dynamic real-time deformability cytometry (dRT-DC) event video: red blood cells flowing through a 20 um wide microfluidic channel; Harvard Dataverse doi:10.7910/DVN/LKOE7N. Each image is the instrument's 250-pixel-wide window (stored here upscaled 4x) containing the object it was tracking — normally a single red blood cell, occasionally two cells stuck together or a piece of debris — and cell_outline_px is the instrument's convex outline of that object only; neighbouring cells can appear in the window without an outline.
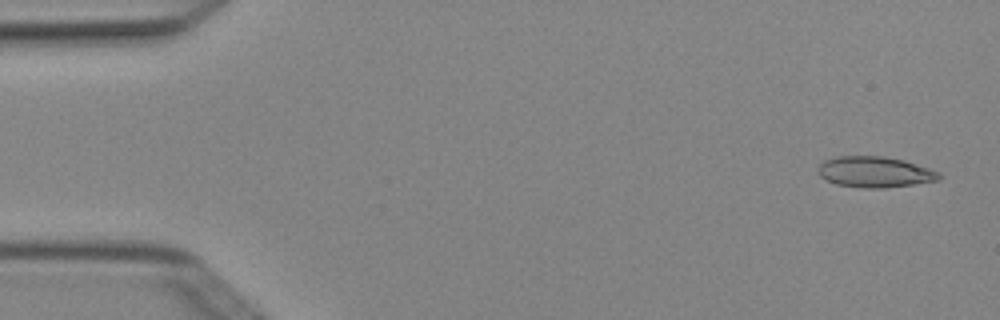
{"species": "Egyptian fruit bat (a non-hibernating species)", "species_latin": "Rousettus aegyptiacus", "temperature_condition": "cold", "stored_images_in_passage": 6, "camera_frame_rate_fps": 3000, "um_per_image_px": 0.085, "animal": {"sex": "female"}, "frame": {"image": 1, "passage_image": 1, "time_ms": 0.0, "image_size_px": [1000, 320], "cell_outline_px": [[940, 180], [884, 188], [864, 188], [836, 184], [820, 176], [816, 172], [816, 168], [824, 160], [840, 156], [884, 156], [904, 160], [940, 172]], "centroid_in_image_um": [74.33, 14.61], "position_along_channel_um": 10.7, "area_um2": 21.73}}
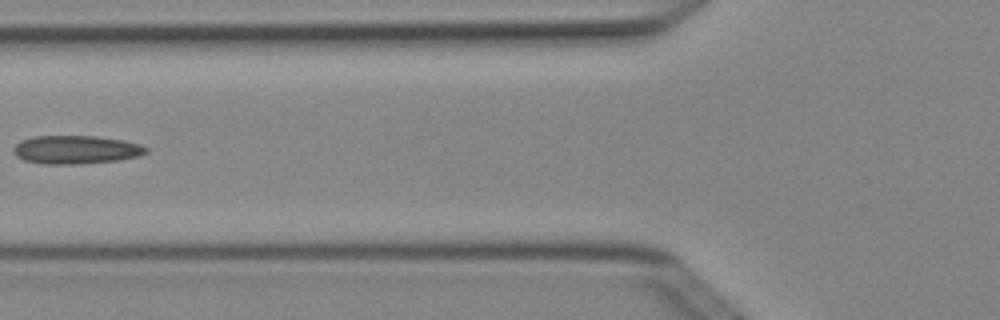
{"frame": {"image": 2, "passage_image": 5, "time_ms": 1.333, "image_size_px": [1000, 320], "cell_outline_px": [[148, 152], [140, 156], [116, 160], [80, 164], [44, 164], [24, 160], [16, 156], [12, 152], [12, 148], [20, 140], [32, 136], [96, 136], [124, 140], [140, 144], [148, 148]], "centroid_in_image_um": [6.44, 12.72], "position_along_channel_um": 119.4, "area_um2": 22.14}}
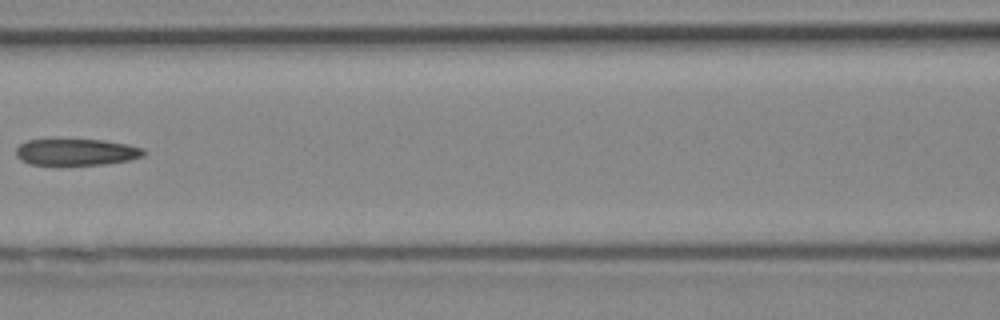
{"frame": {"image": 3, "passage_image": 6, "time_ms": 1.667, "image_size_px": [1000, 320], "cell_outline_px": [[144, 156], [128, 160], [104, 164], [28, 164], [20, 160], [16, 156], [16, 148], [20, 144], [28, 140], [52, 136], [56, 136], [104, 140], [128, 144], [144, 148]], "centroid_in_image_um": [6.42, 12.86], "position_along_channel_um": 160.2, "area_um2": 20.69}}